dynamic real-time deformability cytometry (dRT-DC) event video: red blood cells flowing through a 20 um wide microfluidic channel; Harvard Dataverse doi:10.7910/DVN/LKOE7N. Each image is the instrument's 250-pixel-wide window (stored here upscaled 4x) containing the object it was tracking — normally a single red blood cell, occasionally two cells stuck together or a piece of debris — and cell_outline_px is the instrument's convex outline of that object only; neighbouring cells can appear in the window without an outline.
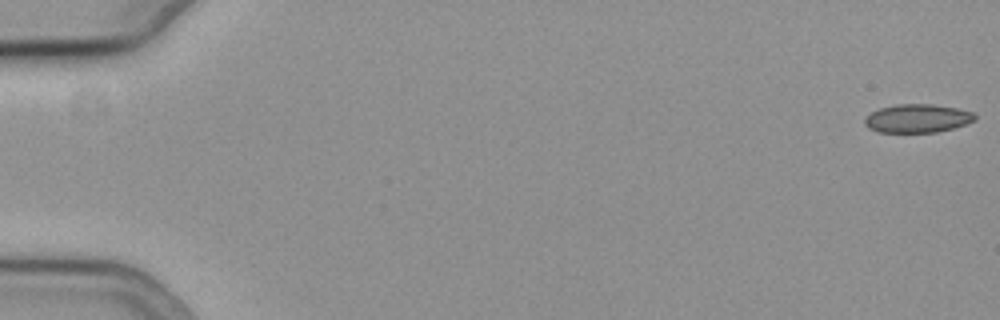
{"species": "common noctule bat (a hibernating species)", "species_latin": "Nyctalus noctula", "temperature_condition": "cold", "stored_images_in_passage": 56, "camera_frame_rate_fps": 3000, "um_per_image_px": 0.085, "animal": {"sex": "female", "body_mass_g": 19.3, "forearm_length_mm": 54.1}, "frame": {"image": 1, "passage_image": 1, "time_ms": 0.0, "image_size_px": [1000, 320], "cell_outline_px": [[976, 120], [952, 128], [936, 132], [876, 132], [868, 128], [864, 124], [864, 120], [872, 112], [880, 108], [896, 104], [932, 104], [956, 108], [972, 112], [976, 116]], "centroid_in_image_um": [77.96, 10.06], "position_along_channel_um": 7.0, "area_um2": 18.15}}
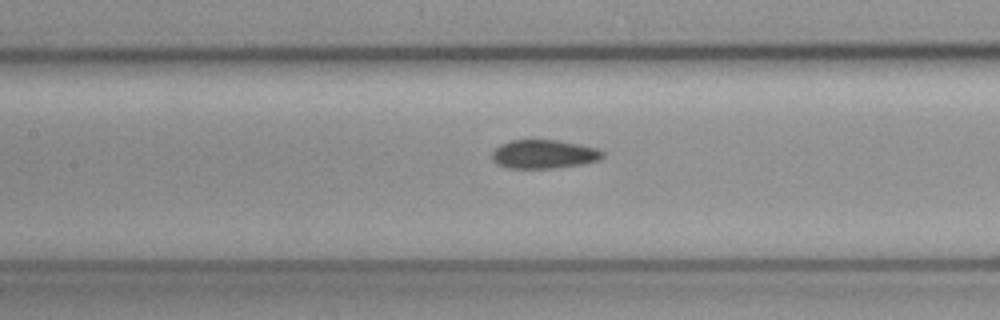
{"frame": {"image": 2, "passage_image": 27, "time_ms": 8.667, "image_size_px": [1000, 320], "cell_outline_px": [[604, 156], [600, 160], [580, 164], [556, 168], [508, 168], [496, 164], [492, 160], [492, 152], [500, 144], [508, 140], [556, 140], [580, 144], [596, 148], [604, 152]], "centroid_in_image_um": [46.21, 13.1], "position_along_channel_um": 161.2, "area_um2": 18.61}}
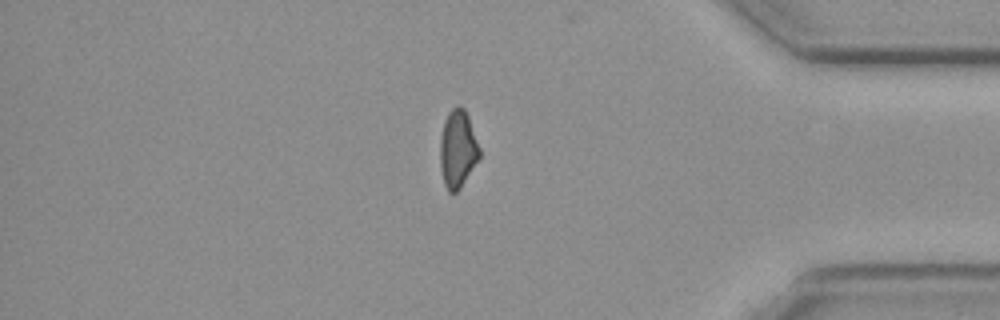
{"frame": {"image": 3, "passage_image": 48, "time_ms": 15.667, "image_size_px": [1000, 320], "cell_outline_px": [[480, 156], [460, 188], [456, 192], [448, 192], [444, 184], [440, 168], [440, 140], [444, 120], [448, 112], [456, 104], [460, 104], [464, 108], [468, 116], [480, 148]], "centroid_in_image_um": [38.89, 12.63], "position_along_channel_um": 396.3, "area_um2": 17.86}, "authors_computed_cell_mechanics": {"area_um2": 18.6116, "velocity_mm_per_s": 3.7633, "shape_relaxation_time_tau1_ms": null, "shape_relaxation_time_tau2_ms": 3.8198, "deformation_change_tau1": null, "deformation_change_tau2": 0.0654}}